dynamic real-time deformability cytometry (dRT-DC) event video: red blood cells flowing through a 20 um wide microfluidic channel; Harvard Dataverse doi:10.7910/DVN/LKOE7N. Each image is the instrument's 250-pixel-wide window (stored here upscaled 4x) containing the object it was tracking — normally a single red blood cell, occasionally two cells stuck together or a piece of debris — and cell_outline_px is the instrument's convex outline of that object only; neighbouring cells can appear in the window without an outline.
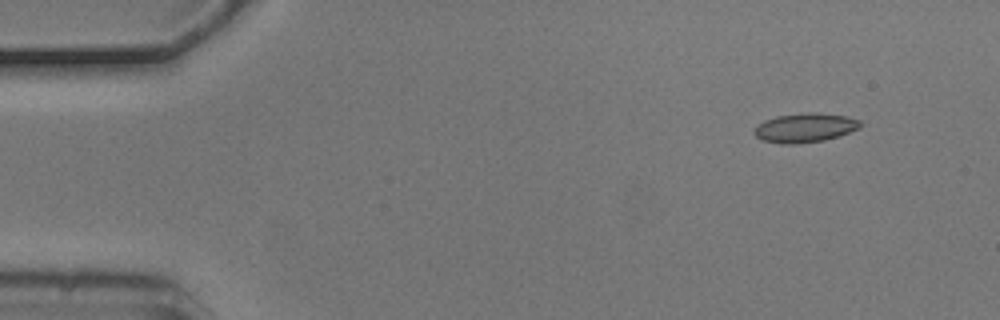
{"species": "common noctule bat (a hibernating species)", "species_latin": "Nyctalus noctula", "temperature_condition": "cold", "stored_images_in_passage": 4, "camera_frame_rate_fps": 3000, "um_per_image_px": 0.085, "animal": {"sex": "male", "body_mass_g": 20.5, "forearm_length_mm": 52.5}, "frame": {"image": 1, "passage_image": 1, "time_ms": 0.0, "image_size_px": [1000, 320], "cell_outline_px": [[864, 124], [860, 128], [840, 136], [824, 140], [796, 144], [784, 144], [764, 140], [756, 136], [752, 132], [764, 120], [776, 116], [804, 112], [820, 112], [848, 116], [860, 120]], "centroid_in_image_um": [68.49, 10.84], "position_along_channel_um": 16.5, "area_um2": 18.26}}
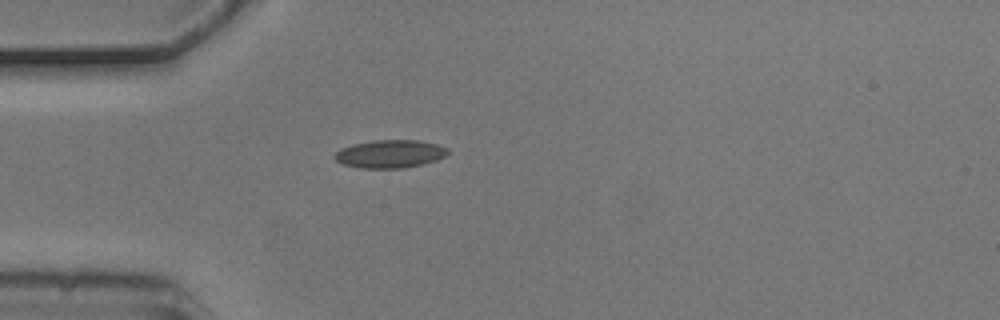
{"frame": {"image": 2, "passage_image": 4, "time_ms": 1.0, "image_size_px": [1000, 320], "cell_outline_px": [[448, 152], [444, 156], [436, 160], [424, 164], [404, 168], [360, 168], [344, 164], [336, 160], [332, 156], [340, 148], [352, 144], [372, 140], [420, 140], [436, 144], [448, 148]], "centroid_in_image_um": [33.13, 13.07], "position_along_channel_um": 51.9, "area_um2": 18.55}}